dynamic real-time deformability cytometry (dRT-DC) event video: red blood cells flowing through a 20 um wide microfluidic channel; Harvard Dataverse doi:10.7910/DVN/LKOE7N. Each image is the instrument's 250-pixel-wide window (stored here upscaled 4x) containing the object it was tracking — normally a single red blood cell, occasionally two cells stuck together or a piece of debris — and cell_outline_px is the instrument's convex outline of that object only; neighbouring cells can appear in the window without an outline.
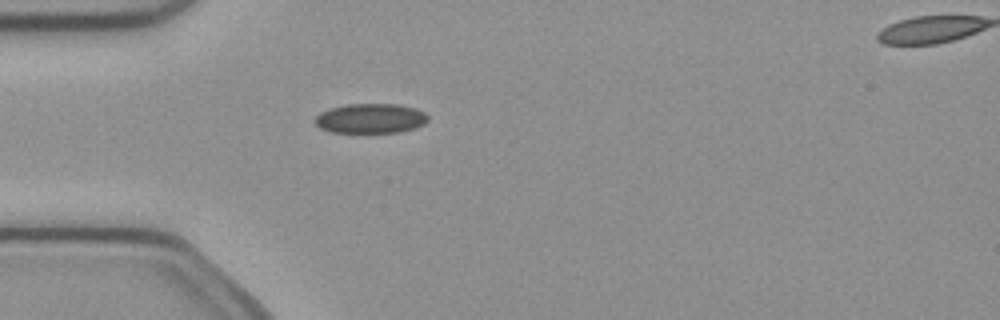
{"species": "common noctule bat (a hibernating species)", "species_latin": "Nyctalus noctula", "temperature_condition": "cold", "stored_images_in_passage": 5, "camera_frame_rate_fps": 3000, "um_per_image_px": 0.085, "animal": {"sex": "female", "body_mass_g": 21.9}, "frame": {"image": 1, "passage_image": 5, "time_ms": 1.333, "image_size_px": [1000, 320], "cell_outline_px": [[428, 120], [424, 124], [416, 128], [400, 132], [332, 132], [320, 128], [312, 120], [320, 112], [332, 108], [348, 104], [396, 104], [416, 108], [424, 112], [428, 116]], "centroid_in_image_um": [31.51, 10.06], "position_along_channel_um": 53.5, "area_um2": 19.59}}